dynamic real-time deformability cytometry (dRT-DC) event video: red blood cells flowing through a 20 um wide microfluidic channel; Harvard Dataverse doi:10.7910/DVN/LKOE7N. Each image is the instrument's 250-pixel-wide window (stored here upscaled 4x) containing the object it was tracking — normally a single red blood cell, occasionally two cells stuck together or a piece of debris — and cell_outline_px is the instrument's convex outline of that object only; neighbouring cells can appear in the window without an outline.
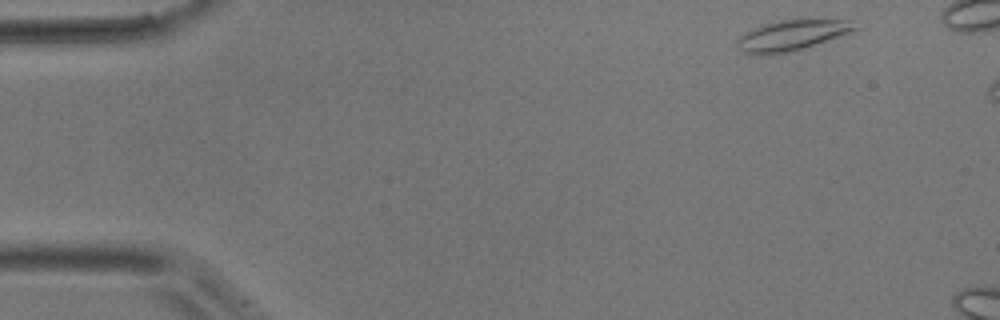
{"species": "common noctule bat (a hibernating species)", "species_latin": "Nyctalus noctula", "temperature_condition": "room temperature", "stored_images_in_passage": 6, "camera_frame_rate_fps": 3000, "um_per_image_px": 0.085, "animal": {"sex": "male", "body_mass_g": 17.9}, "frame": {"image": 1, "passage_image": 1, "time_ms": 0.0, "image_size_px": [1000, 320], "cell_outline_px": [[856, 28], [848, 32], [804, 48], [768, 56], [752, 56], [744, 52], [736, 44], [736, 40], [744, 32], [752, 28], [764, 24], [780, 20], [800, 16], [852, 20]], "centroid_in_image_um": [67.25, 2.96], "position_along_channel_um": 17.8, "area_um2": 21.68}}